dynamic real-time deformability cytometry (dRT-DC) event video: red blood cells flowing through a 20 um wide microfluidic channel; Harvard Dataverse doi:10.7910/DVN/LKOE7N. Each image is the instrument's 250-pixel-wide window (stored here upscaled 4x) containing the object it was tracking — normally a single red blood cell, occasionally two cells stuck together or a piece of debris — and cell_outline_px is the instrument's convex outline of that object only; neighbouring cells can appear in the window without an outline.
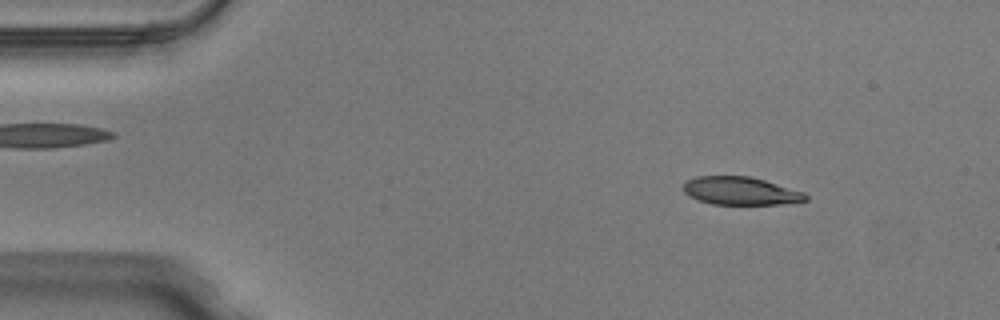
{"species": "Egyptian fruit bat (a non-hibernating species)", "species_latin": "Rousettus aegyptiacus", "temperature_condition": "warm", "stored_images_in_passage": 49, "camera_frame_rate_fps": 3000, "um_per_image_px": 0.085, "animal": {"sex": "male"}, "frame": {"image": 1, "passage_image": 6, "time_ms": 1.667, "image_size_px": [1000, 320], "cell_outline_px": [[808, 200], [780, 204], [712, 204], [688, 196], [684, 192], [684, 184], [688, 180], [696, 176], [748, 176], [764, 180], [804, 192], [808, 196]], "centroid_in_image_um": [62.95, 16.23], "position_along_channel_um": 22.1, "area_um2": 19.77}}
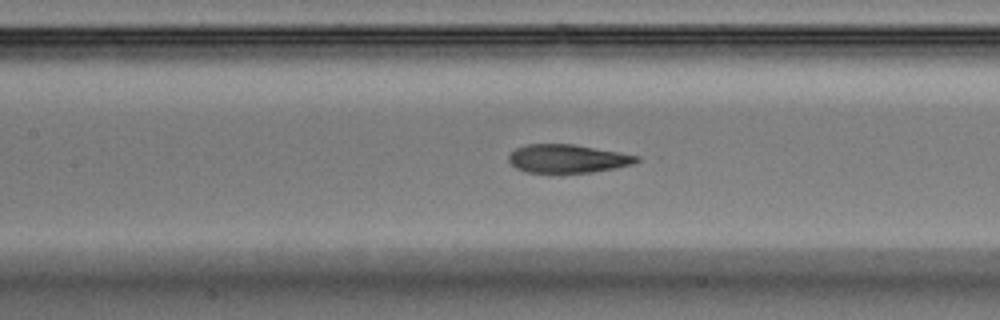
{"frame": {"image": 2, "passage_image": 22, "time_ms": 7.0, "image_size_px": [1000, 320], "cell_outline_px": [[640, 160], [632, 164], [616, 168], [592, 172], [528, 172], [516, 168], [508, 160], [508, 156], [516, 148], [528, 144], [572, 144], [640, 156]], "centroid_in_image_um": [48.24, 13.48], "position_along_channel_um": 159.2, "area_um2": 20.87}}
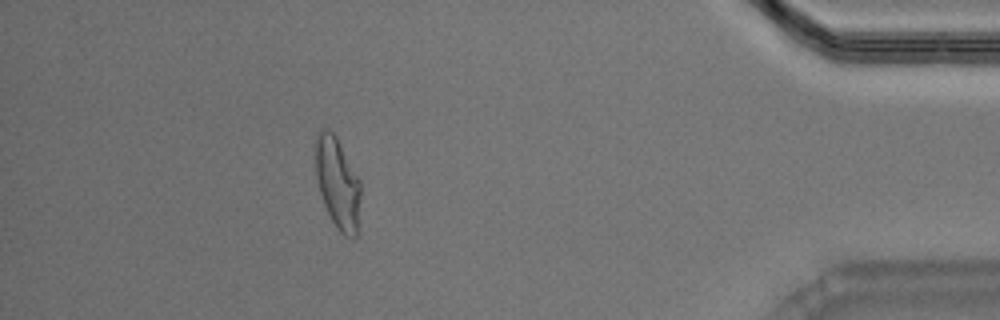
{"frame": {"image": 3, "passage_image": 44, "time_ms": 14.333, "image_size_px": [1000, 320], "cell_outline_px": [[360, 192], [356, 236], [352, 240], [344, 236], [336, 228], [324, 204], [316, 180], [316, 132], [320, 128], [328, 128], [336, 136], [360, 180]], "centroid_in_image_um": [28.68, 15.55], "position_along_channel_um": 406.5, "area_um2": 23.87}, "authors_computed_cell_mechanics": {"area_um2": 22.0218, "velocity_mm_per_s": 4.0437, "shape_relaxation_time_tau1_ms": 4.6156, "shape_relaxation_time_tau2_ms": 1.4605, "deformation_change_tau1": 0.2213, "deformation_change_tau2": 0.0997}}